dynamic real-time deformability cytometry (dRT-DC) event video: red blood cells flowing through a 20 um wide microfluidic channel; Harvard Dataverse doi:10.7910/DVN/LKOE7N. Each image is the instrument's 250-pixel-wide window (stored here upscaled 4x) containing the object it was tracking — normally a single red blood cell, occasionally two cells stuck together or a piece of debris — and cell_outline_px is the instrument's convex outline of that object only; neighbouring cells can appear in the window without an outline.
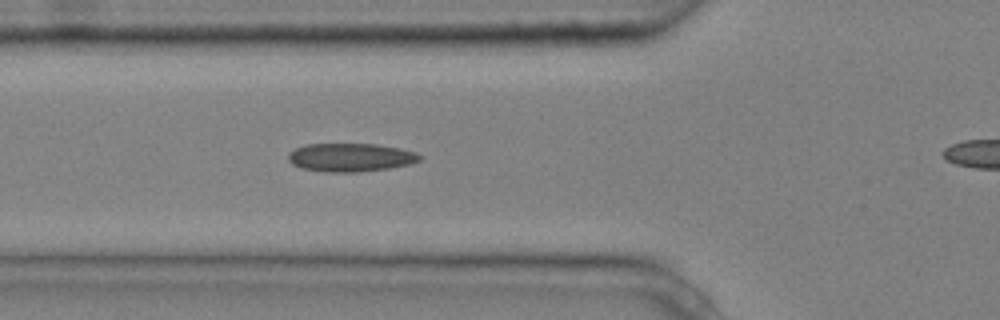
{"species": "common noctule bat (a hibernating species)", "species_latin": "Nyctalus noctula", "temperature_condition": "cold", "stored_images_in_passage": 6, "segment_of_instrument_passage": [1, 2], "camera_frame_rate_fps": 3000, "um_per_image_px": 0.085, "animal": {"sex": "male", "body_mass_g": 20.4}, "frame": {"image": 1, "passage_image": 5, "time_ms": 1.333, "image_size_px": [1000, 320], "cell_outline_px": [[424, 156], [420, 160], [412, 164], [388, 168], [360, 172], [324, 172], [300, 168], [292, 164], [288, 160], [288, 152], [304, 144], [376, 144], [400, 148], [416, 152]], "centroid_in_image_um": [29.8, 13.38], "position_along_channel_um": 96.0, "area_um2": 22.02}}